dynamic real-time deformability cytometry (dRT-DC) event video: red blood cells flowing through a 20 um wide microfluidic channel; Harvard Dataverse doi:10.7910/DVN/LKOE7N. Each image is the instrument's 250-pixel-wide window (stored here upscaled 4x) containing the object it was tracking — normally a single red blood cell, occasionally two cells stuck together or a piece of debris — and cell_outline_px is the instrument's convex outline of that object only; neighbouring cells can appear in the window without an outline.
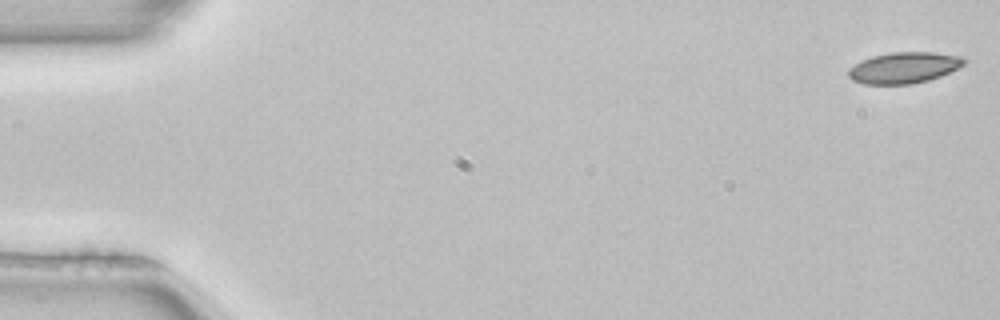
{"species": "common noctule bat (a hibernating species)", "species_latin": "Nyctalus noctula", "temperature_condition": "room temperature", "stored_images_in_passage": 51, "camera_frame_rate_fps": 3000, "um_per_image_px": 0.085, "animal": {"sex": "female", "body_mass_g": 22.7, "forearm_length_mm": 54.2}, "frame": {"image": 1, "passage_image": 1, "time_ms": 0.0, "image_size_px": [1000, 320], "cell_outline_px": [[968, 60], [964, 64], [940, 76], [928, 80], [912, 84], [864, 84], [852, 80], [848, 76], [848, 68], [872, 56], [888, 52], [932, 52], [960, 56]], "centroid_in_image_um": [76.82, 5.75], "position_along_channel_um": 8.2, "area_um2": 20.87}}
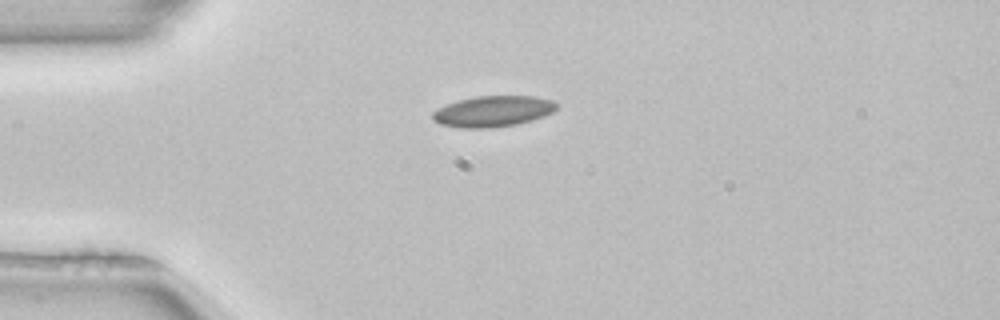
{"frame": {"image": 2, "passage_image": 13, "time_ms": 4.0, "image_size_px": [1000, 320], "cell_outline_px": [[560, 104], [552, 112], [544, 116], [532, 120], [516, 124], [492, 128], [460, 128], [440, 124], [432, 120], [432, 112], [456, 100], [476, 96], [536, 96], [552, 100]], "centroid_in_image_um": [41.91, 9.46], "position_along_channel_um": 43.1, "area_um2": 22.48}}
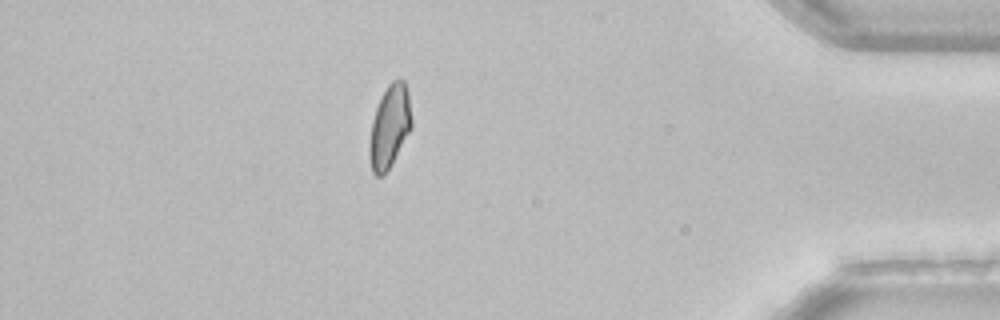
{"frame": {"image": 3, "passage_image": 45, "time_ms": 14.667, "image_size_px": [1000, 320], "cell_outline_px": [[412, 128], [388, 168], [380, 176], [376, 176], [372, 172], [368, 156], [368, 144], [372, 120], [376, 108], [388, 84], [392, 80], [404, 80], [408, 92], [412, 120]], "centroid_in_image_um": [33.1, 10.76], "position_along_channel_um": 402.1, "area_um2": 20.17}, "authors_computed_cell_mechanics": {"area_um2": 21.0392, "velocity_mm_per_s": 3.991, "shape_relaxation_time_tau1_ms": 3.8104, "shape_relaxation_time_tau2_ms": null, "deformation_change_tau1": 0.1084, "deformation_change_tau2": null}}